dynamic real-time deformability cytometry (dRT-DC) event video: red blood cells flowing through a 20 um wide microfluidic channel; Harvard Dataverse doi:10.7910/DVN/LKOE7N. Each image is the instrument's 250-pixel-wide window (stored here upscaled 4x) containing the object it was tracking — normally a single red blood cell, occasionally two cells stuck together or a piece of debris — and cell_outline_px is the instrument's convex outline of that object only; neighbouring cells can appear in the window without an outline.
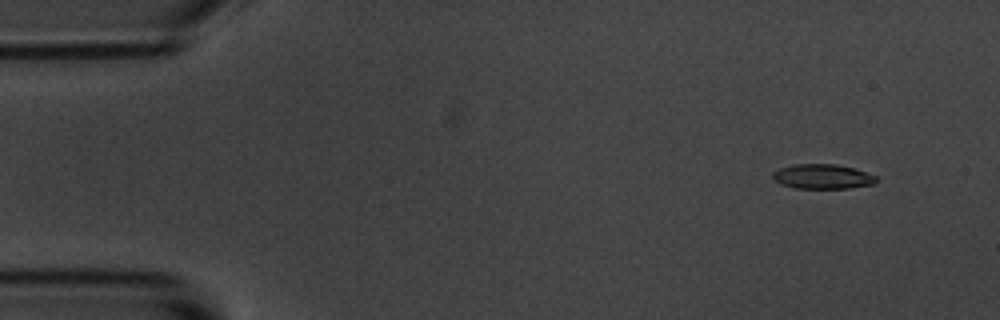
{"species": "common noctule bat (a hibernating species)", "species_latin": "Nyctalus noctula", "temperature_condition": "room temperature", "stored_images_in_passage": 5, "camera_frame_rate_fps": 3000, "um_per_image_px": 0.085, "animal": {"sex": "male", "body_mass_g": 20.1, "forearm_length_mm": 53.5}, "frame": {"image": 1, "passage_image": 2, "time_ms": 1.0, "image_size_px": [1000, 320], "cell_outline_px": [[880, 180], [876, 184], [848, 188], [796, 188], [780, 184], [772, 180], [772, 172], [780, 168], [792, 164], [836, 164], [852, 168], [876, 176]], "centroid_in_image_um": [69.9, 15.01], "position_along_channel_um": 15.1, "area_um2": 15.03}}
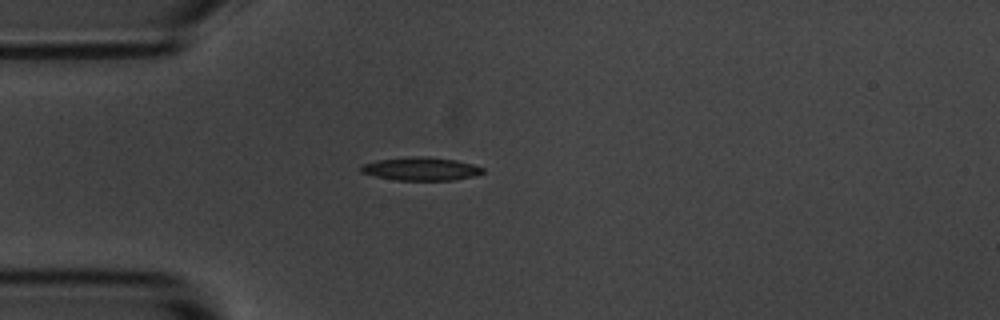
{"frame": {"image": 2, "passage_image": 4, "time_ms": 4.333, "image_size_px": [1000, 320], "cell_outline_px": [[484, 172], [476, 176], [452, 180], [396, 180], [376, 176], [360, 172], [360, 164], [376, 160], [416, 156], [428, 156], [456, 160], [472, 164], [484, 168]], "centroid_in_image_um": [35.78, 14.35], "position_along_channel_um": 49.2, "area_um2": 16.59}}